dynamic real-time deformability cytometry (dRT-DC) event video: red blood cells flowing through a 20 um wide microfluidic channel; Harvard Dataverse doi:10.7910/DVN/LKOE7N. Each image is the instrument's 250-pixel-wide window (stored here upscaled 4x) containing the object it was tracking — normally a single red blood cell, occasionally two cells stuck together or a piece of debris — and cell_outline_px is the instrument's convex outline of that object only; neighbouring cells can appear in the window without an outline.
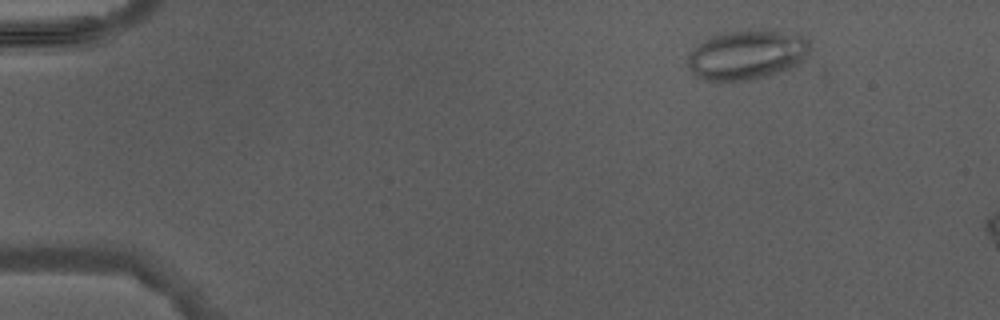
{"species": "Egyptian fruit bat (a non-hibernating species)", "species_latin": "Rousettus aegyptiacus", "temperature_condition": "warm", "stored_images_in_passage": 5, "camera_frame_rate_fps": 3000, "um_per_image_px": 0.085, "animal": {"sex": "male"}, "frame": {"image": 1, "passage_image": 2, "time_ms": 1.0, "image_size_px": [1000, 320], "cell_outline_px": [[812, 48], [804, 60], [788, 68], [768, 76], [752, 80], [704, 80], [696, 76], [688, 68], [688, 52], [712, 36], [724, 32], [800, 32], [808, 40]], "centroid_in_image_um": [63.52, 4.68], "position_along_channel_um": 21.5, "area_um2": 34.85}}